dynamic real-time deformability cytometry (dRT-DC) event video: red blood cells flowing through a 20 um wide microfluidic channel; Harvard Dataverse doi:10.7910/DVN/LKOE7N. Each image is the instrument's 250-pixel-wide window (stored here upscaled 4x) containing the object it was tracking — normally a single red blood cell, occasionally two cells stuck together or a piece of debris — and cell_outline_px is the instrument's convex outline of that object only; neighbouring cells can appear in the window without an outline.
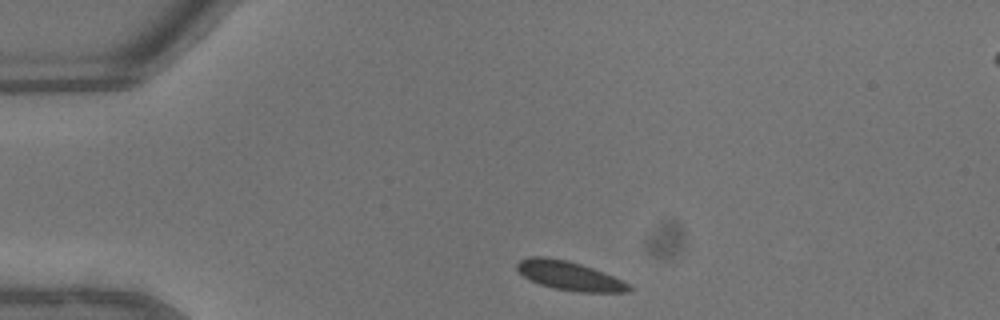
{"species": "common noctule bat (a hibernating species)", "species_latin": "Nyctalus noctula", "temperature_condition": "warm", "stored_images_in_passage": 29, "camera_frame_rate_fps": 3000, "um_per_image_px": 0.085, "animal": {"sex": "male", "body_mass_g": 13.3}, "frame": {"image": 1, "passage_image": 1, "time_ms": 0.0, "image_size_px": [1000, 320], "cell_outline_px": [[632, 288], [628, 292], [580, 292], [552, 288], [540, 284], [524, 276], [516, 268], [516, 264], [520, 260], [532, 256], [544, 256], [568, 260], [604, 272], [628, 284]], "centroid_in_image_um": [48.37, 23.43], "position_along_channel_um": 36.6, "area_um2": 18.67}}
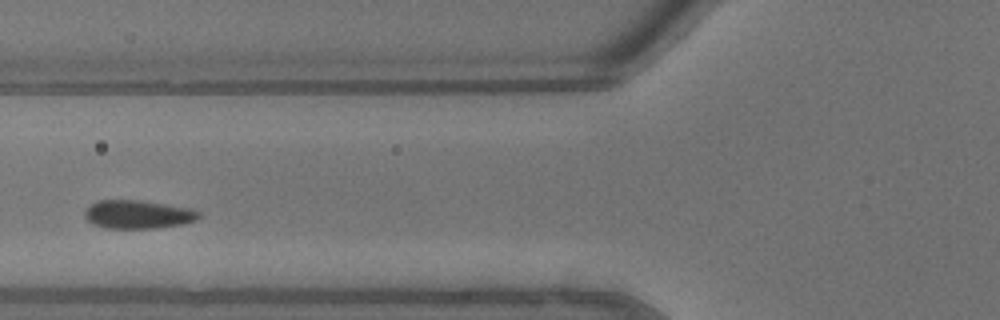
{"frame": {"image": 2, "passage_image": 9, "time_ms": 2.667, "image_size_px": [1000, 320], "cell_outline_px": [[200, 216], [196, 220], [184, 224], [160, 228], [104, 228], [92, 224], [84, 216], [84, 212], [96, 200], [136, 200], [192, 208], [200, 212]], "centroid_in_image_um": [11.74, 18.23], "position_along_channel_um": 114.1, "area_um2": 18.96}}
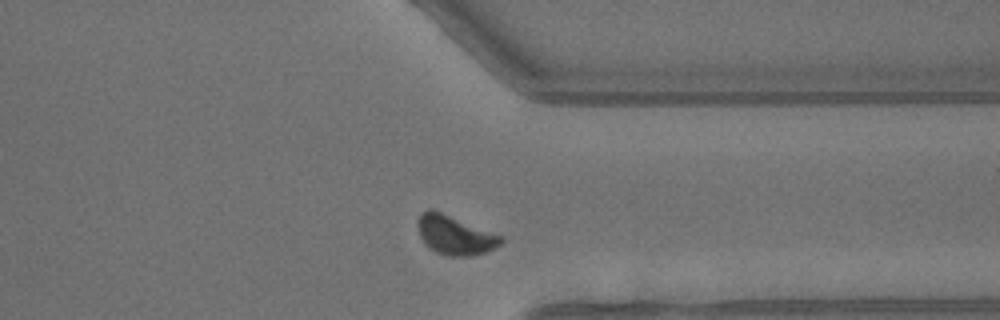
{"frame": {"image": 3, "passage_image": 26, "time_ms": 8.333, "image_size_px": [1000, 320], "cell_outline_px": [[504, 240], [496, 248], [472, 256], [448, 256], [436, 252], [428, 248], [420, 236], [420, 216], [428, 208], [432, 208], [504, 236]], "centroid_in_image_um": [38.73, 19.99], "position_along_channel_um": 372.7, "area_um2": 18.9}}